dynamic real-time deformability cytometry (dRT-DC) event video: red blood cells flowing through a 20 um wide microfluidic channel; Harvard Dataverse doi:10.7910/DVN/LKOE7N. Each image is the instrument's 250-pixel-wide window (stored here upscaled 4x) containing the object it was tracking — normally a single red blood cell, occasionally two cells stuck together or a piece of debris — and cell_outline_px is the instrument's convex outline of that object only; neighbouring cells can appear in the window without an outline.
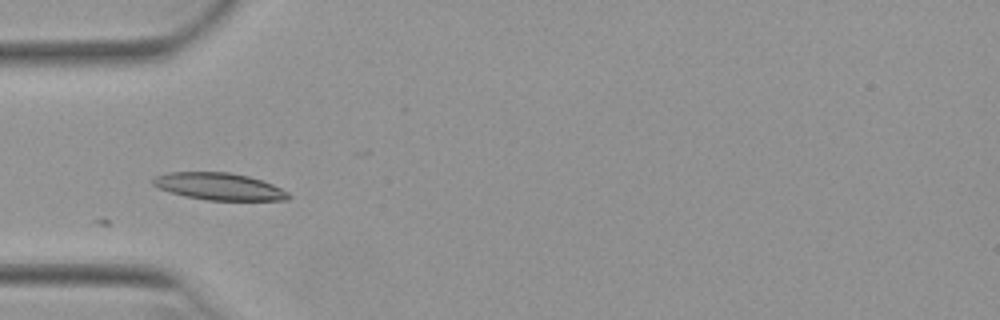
{"species": "Egyptian fruit bat (a non-hibernating species)", "species_latin": "Rousettus aegyptiacus", "temperature_condition": "warm", "stored_images_in_passage": 25, "camera_frame_rate_fps": 3000, "um_per_image_px": 0.085, "animal": {"sex": "female"}, "frame": {"image": 1, "passage_image": 1, "time_ms": 0.0, "image_size_px": [1000, 320], "cell_outline_px": [[292, 196], [288, 200], [208, 200], [184, 196], [160, 188], [152, 184], [152, 180], [156, 176], [168, 172], [228, 172], [248, 176], [272, 184], [288, 192]], "centroid_in_image_um": [18.64, 15.85], "position_along_channel_um": 66.4, "area_um2": 21.21}}
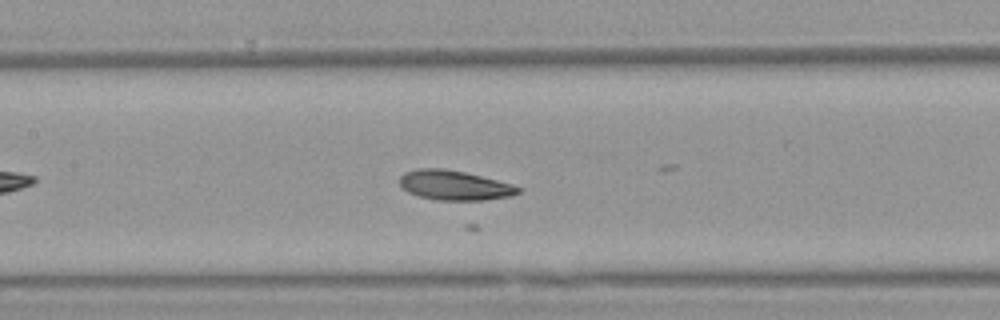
{"frame": {"image": 2, "passage_image": 9, "time_ms": 2.667, "image_size_px": [1000, 320], "cell_outline_px": [[520, 192], [512, 196], [484, 200], [436, 200], [420, 196], [408, 192], [400, 184], [400, 176], [404, 172], [416, 168], [444, 168], [464, 172], [512, 184], [520, 188]], "centroid_in_image_um": [38.61, 15.74], "position_along_channel_um": 168.8, "area_um2": 20.4}}
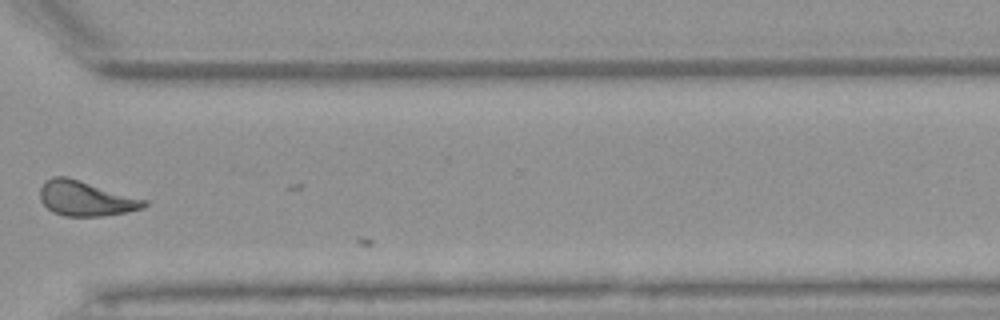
{"frame": {"image": 3, "passage_image": 24, "time_ms": 7.667, "image_size_px": [1000, 320], "cell_outline_px": [[148, 204], [144, 208], [104, 216], [64, 216], [52, 212], [40, 200], [40, 188], [44, 180], [52, 176], [68, 176], [148, 200]], "centroid_in_image_um": [7.28, 16.85], "position_along_channel_um": 363.3, "area_um2": 21.44}}